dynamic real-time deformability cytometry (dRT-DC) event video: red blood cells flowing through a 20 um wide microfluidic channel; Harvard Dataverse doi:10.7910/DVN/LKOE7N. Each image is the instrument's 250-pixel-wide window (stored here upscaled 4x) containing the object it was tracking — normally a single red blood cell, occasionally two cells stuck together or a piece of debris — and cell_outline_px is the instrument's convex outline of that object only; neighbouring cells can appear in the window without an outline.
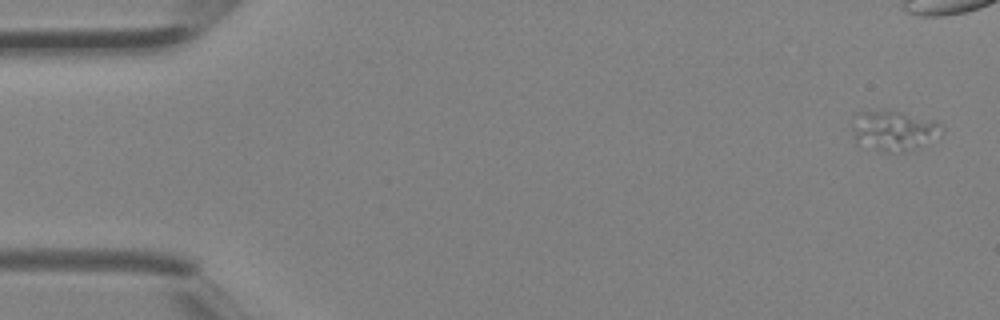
{"species": "Egyptian fruit bat (a non-hibernating species)", "species_latin": "Rousettus aegyptiacus", "temperature_condition": "room temperature", "stored_images_in_passage": 4, "segment_of_instrument_passage": [2, 2], "camera_frame_rate_fps": 3000, "um_per_image_px": 0.085, "animal": {"sex": "female"}, "frame": {"image": 1, "passage_image": 4, "time_ms": 1.0, "image_size_px": [1000, 320], "cell_outline_px": [[944, 132], [940, 136], [904, 152], [880, 152], [856, 144], [852, 136], [852, 124], [856, 112], [888, 108], [936, 120], [944, 128]], "centroid_in_image_um": [75.93, 11.07], "position_along_channel_um": 9.1, "area_um2": 21.85}}